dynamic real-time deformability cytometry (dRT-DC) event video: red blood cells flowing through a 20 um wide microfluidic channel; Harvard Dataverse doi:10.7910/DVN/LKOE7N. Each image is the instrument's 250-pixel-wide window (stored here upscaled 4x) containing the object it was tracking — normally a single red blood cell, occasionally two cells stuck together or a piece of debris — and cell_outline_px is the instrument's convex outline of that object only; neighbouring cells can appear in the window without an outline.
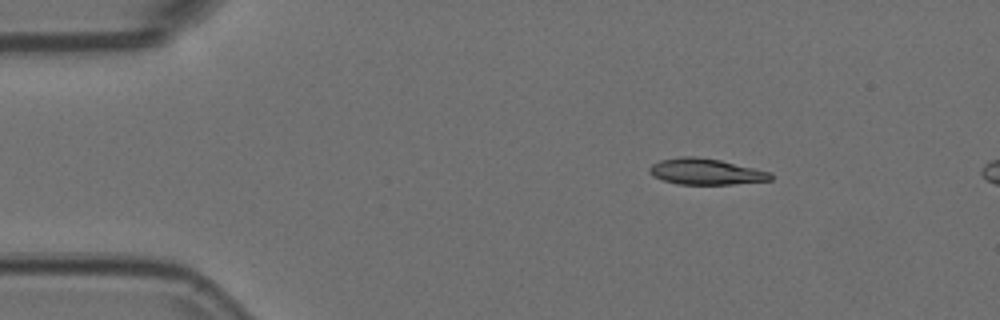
{"species": "Egyptian fruit bat (a non-hibernating species)", "species_latin": "Rousettus aegyptiacus", "temperature_condition": "room temperature", "stored_images_in_passage": 4, "camera_frame_rate_fps": 3000, "um_per_image_px": 0.085, "animal": {"sex": "female"}, "frame": {"image": 1, "passage_image": 1, "time_ms": 0.0, "image_size_px": [1000, 320], "cell_outline_px": [[772, 180], [732, 184], [676, 184], [652, 176], [648, 172], [648, 168], [652, 164], [660, 160], [680, 156], [696, 156], [720, 160], [772, 172]], "centroid_in_image_um": [59.97, 14.58], "position_along_channel_um": 25.0, "area_um2": 18.5}}